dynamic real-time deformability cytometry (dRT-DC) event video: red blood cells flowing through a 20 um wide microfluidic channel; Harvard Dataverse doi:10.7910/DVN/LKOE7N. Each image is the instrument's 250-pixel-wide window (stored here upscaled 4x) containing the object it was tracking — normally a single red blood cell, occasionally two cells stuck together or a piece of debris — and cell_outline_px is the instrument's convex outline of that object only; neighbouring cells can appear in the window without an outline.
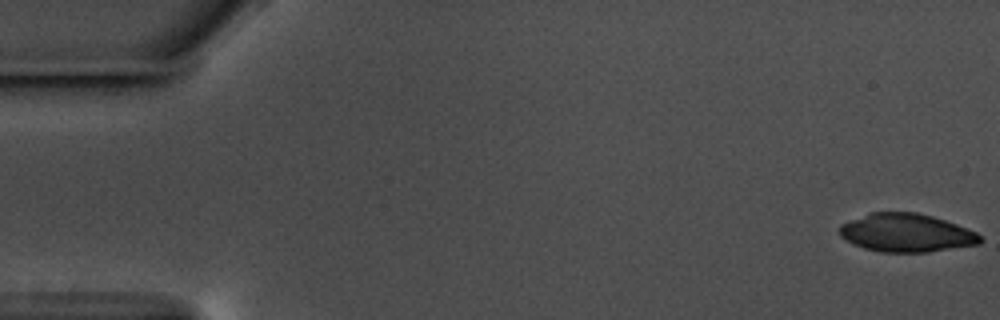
{"species": "common noctule bat (a hibernating species)", "species_latin": "Nyctalus noctula", "temperature_condition": "warm", "stored_images_in_passage": 57, "camera_frame_rate_fps": 3000, "um_per_image_px": 0.085, "animal": {"sex": "male", "body_mass_g": 17.5, "forearm_length_mm": 52.3}, "frame": {"image": 1, "passage_image": 1, "time_ms": 0.0, "image_size_px": [1000, 320], "cell_outline_px": [[984, 240], [980, 244], [928, 252], [880, 252], [864, 248], [840, 236], [840, 224], [872, 212], [916, 212], [932, 216], [956, 224], [976, 232]], "centroid_in_image_um": [77.07, 19.79], "position_along_channel_um": 7.9, "area_um2": 31.15}}